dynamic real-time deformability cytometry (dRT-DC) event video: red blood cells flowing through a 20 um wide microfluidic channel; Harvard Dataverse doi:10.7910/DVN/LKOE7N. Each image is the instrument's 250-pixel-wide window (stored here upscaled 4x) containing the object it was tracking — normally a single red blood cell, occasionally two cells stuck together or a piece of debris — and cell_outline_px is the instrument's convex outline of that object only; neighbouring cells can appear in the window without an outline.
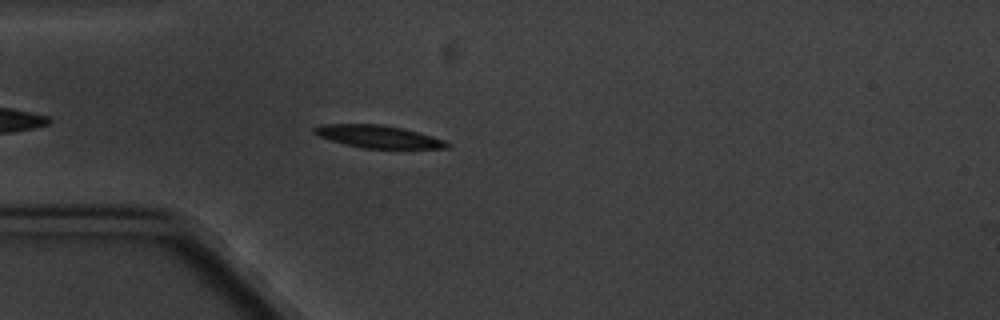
{"species": "common noctule bat (a hibernating species)", "species_latin": "Nyctalus noctula", "temperature_condition": "cold", "stored_images_in_passage": 2, "camera_frame_rate_fps": 3000, "um_per_image_px": 0.085, "animal": {"sex": "male", "body_mass_g": 20.1, "forearm_length_mm": 53.5}, "frame": {"image": 1, "passage_image": 1, "time_ms": 0.0, "image_size_px": [1000, 320], "cell_outline_px": [[452, 144], [448, 148], [364, 148], [344, 144], [316, 136], [312, 132], [312, 128], [324, 124], [380, 124], [404, 128], [444, 140]], "centroid_in_image_um": [32.11, 11.6], "position_along_channel_um": 52.9, "area_um2": 17.46}}